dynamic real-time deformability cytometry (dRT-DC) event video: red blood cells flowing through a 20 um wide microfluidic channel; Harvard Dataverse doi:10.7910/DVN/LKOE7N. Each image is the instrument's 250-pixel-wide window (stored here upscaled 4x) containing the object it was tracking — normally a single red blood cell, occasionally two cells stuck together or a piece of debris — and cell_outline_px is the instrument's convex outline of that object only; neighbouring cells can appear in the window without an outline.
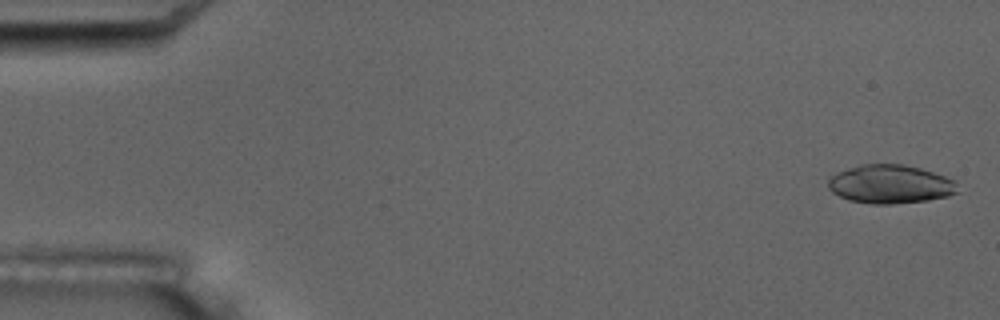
{"species": "common noctule bat (a hibernating species)", "species_latin": "Nyctalus noctula", "temperature_condition": "room temperature", "stored_images_in_passage": 5, "camera_frame_rate_fps": 3000, "um_per_image_px": 0.085, "animal": {"sex": "male", "body_mass_g": 17.5, "forearm_length_mm": 52.3}, "frame": {"image": 1, "passage_image": 1, "time_ms": 0.0, "image_size_px": [1000, 320], "cell_outline_px": [[956, 192], [948, 196], [928, 200], [892, 204], [872, 204], [848, 200], [832, 192], [828, 188], [828, 180], [836, 172], [860, 164], [904, 164], [920, 168], [944, 176], [952, 180]], "centroid_in_image_um": [75.6, 15.65], "position_along_channel_um": 9.4, "area_um2": 28.9}}